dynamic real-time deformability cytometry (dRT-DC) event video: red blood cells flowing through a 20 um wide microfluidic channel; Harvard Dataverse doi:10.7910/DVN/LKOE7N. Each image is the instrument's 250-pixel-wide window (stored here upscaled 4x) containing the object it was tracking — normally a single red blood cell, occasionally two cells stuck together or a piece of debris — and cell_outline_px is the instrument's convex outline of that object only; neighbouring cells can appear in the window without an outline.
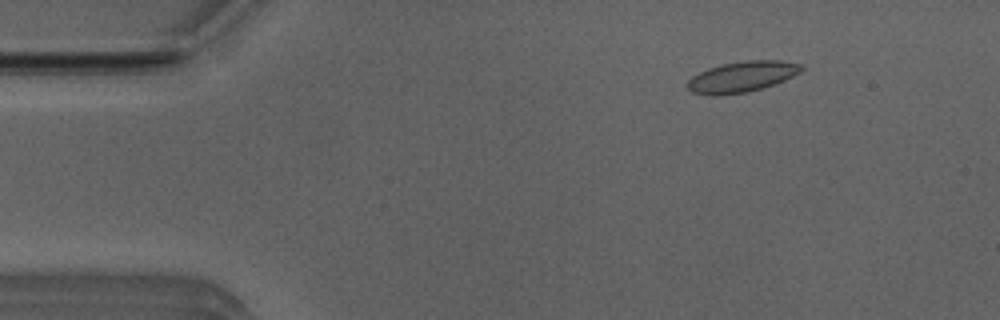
{"species": "Egyptian fruit bat (a non-hibernating species)", "species_latin": "Rousettus aegyptiacus", "temperature_condition": "room temperature", "stored_images_in_passage": 49, "camera_frame_rate_fps": 3000, "um_per_image_px": 0.085, "animal": {"sex": "male"}, "frame": {"image": 1, "passage_image": 4, "time_ms": 1.0, "image_size_px": [1000, 320], "cell_outline_px": [[804, 68], [800, 72], [784, 80], [748, 92], [716, 96], [712, 96], [692, 92], [684, 84], [692, 76], [708, 68], [724, 64], [744, 60], [780, 60], [804, 64]], "centroid_in_image_um": [63.05, 6.52], "position_along_channel_um": 22.0, "area_um2": 20.46}}
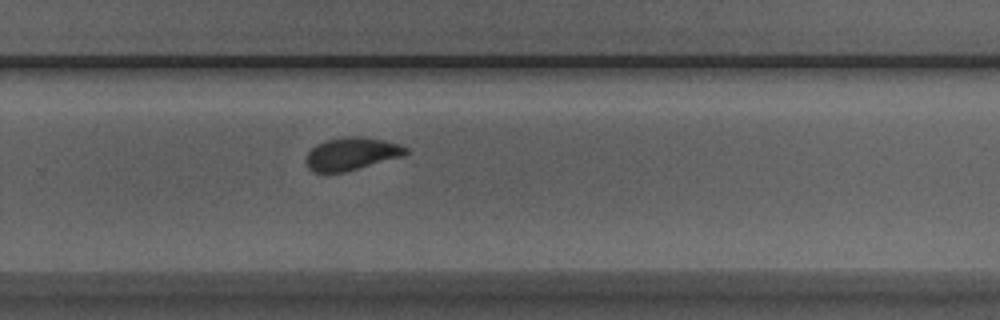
{"frame": {"image": 2, "passage_image": 31, "time_ms": 10.0, "image_size_px": [1000, 320], "cell_outline_px": [[408, 152], [404, 156], [344, 172], [312, 172], [308, 168], [304, 160], [304, 156], [316, 144], [324, 140], [344, 136], [360, 136], [384, 140], [400, 144], [408, 148]], "centroid_in_image_um": [29.85, 13.06], "position_along_channel_um": 299.9, "area_um2": 19.31}}
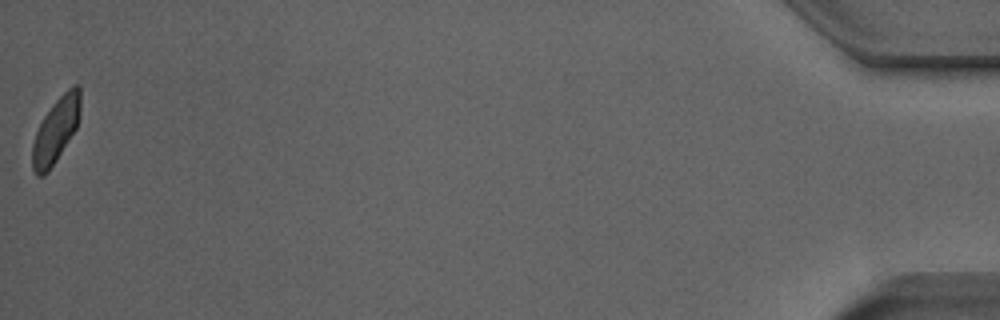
{"frame": {"image": 3, "passage_image": 49, "time_ms": 16.0, "image_size_px": [1000, 320], "cell_outline_px": [[80, 112], [76, 128], [56, 160], [48, 172], [44, 176], [36, 176], [32, 168], [32, 144], [36, 132], [44, 116], [52, 104], [72, 84], [80, 84]], "centroid_in_image_um": [4.74, 11.06], "position_along_channel_um": 430.5, "area_um2": 18.09}, "authors_computed_cell_mechanics": {"area_um2": 19.4786, "velocity_mm_per_s": 3.9251, "shape_relaxation_time_tau1_ms": 4.8025, "shape_relaxation_time_tau2_ms": 1.2064, "deformation_change_tau1": 0.1212, "deformation_change_tau2": 0.0431}}